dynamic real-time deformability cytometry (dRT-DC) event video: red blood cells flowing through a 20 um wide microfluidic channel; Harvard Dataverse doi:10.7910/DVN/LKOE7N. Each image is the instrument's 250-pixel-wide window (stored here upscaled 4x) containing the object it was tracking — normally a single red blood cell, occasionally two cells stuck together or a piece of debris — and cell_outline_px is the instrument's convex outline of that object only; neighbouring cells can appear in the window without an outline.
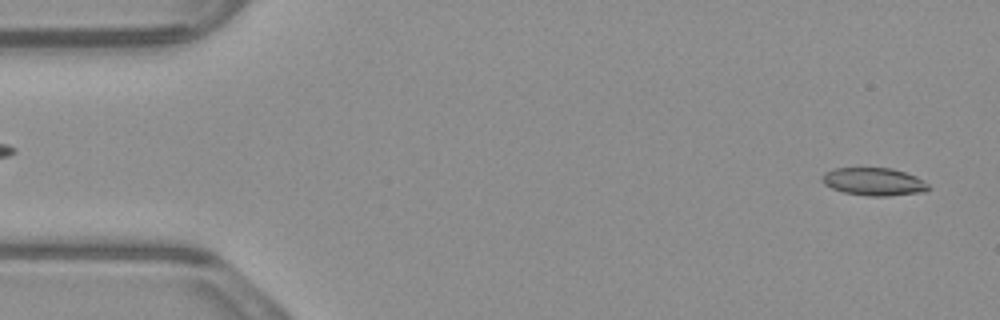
{"species": "common noctule bat (a hibernating species)", "species_latin": "Nyctalus noctula", "temperature_condition": "warm", "stored_images_in_passage": 53, "segment_of_instrument_passage": [1, 2], "camera_frame_rate_fps": 3000, "um_per_image_px": 0.085, "animal": {"sex": "male", "body_mass_g": 23.1, "forearm_length_mm": 52.7}, "frame": {"image": 1, "passage_image": 2, "time_ms": 0.333, "image_size_px": [1000, 320], "cell_outline_px": [[932, 188], [924, 192], [888, 196], [868, 196], [844, 192], [832, 188], [824, 184], [820, 180], [820, 176], [824, 172], [832, 168], [892, 168], [916, 176], [924, 180]], "centroid_in_image_um": [74.27, 15.44], "position_along_channel_um": 10.7, "area_um2": 17.46}}
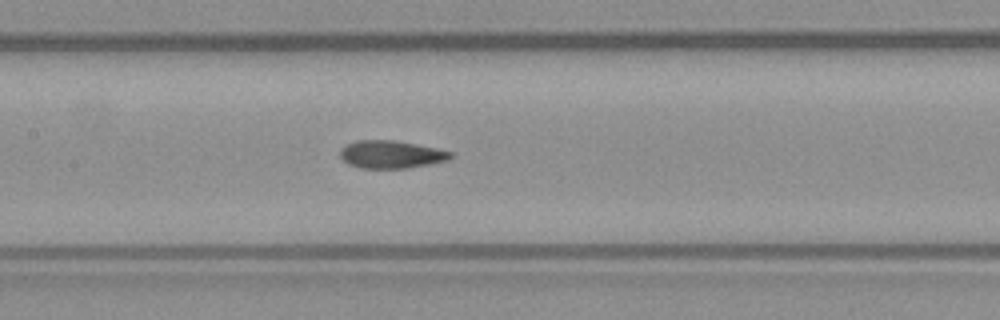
{"frame": {"image": 2, "passage_image": 24, "time_ms": 7.667, "image_size_px": [1000, 320], "cell_outline_px": [[452, 156], [448, 160], [432, 164], [408, 168], [360, 168], [348, 164], [340, 156], [340, 148], [344, 144], [356, 140], [396, 140], [436, 148], [452, 152]], "centroid_in_image_um": [33.22, 13.12], "position_along_channel_um": 174.2, "area_um2": 18.03}}
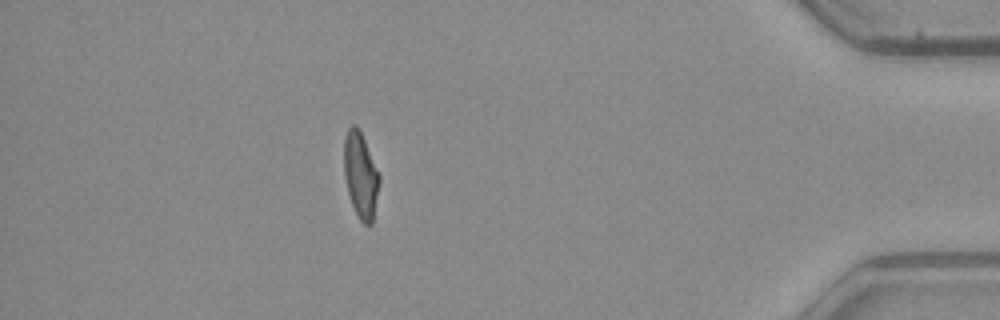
{"frame": {"image": 3, "passage_image": 46, "time_ms": 15.0, "image_size_px": [1000, 320], "cell_outline_px": [[380, 180], [372, 224], [364, 224], [360, 220], [352, 204], [348, 192], [344, 176], [344, 136], [348, 128], [352, 124], [356, 124], [360, 128], [380, 176]], "centroid_in_image_um": [30.64, 14.83], "position_along_channel_um": 404.6, "area_um2": 17.69}}